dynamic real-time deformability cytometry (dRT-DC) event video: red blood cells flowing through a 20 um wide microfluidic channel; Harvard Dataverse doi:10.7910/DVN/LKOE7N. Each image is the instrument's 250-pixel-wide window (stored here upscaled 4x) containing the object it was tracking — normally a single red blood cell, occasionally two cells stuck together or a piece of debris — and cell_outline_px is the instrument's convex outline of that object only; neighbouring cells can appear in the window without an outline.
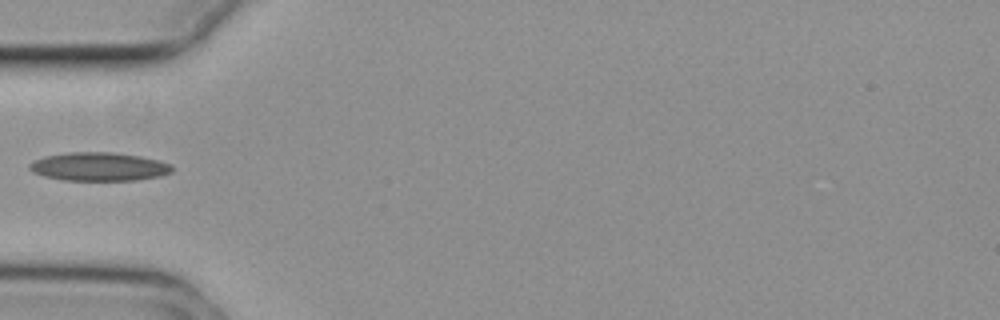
{"species": "common noctule bat (a hibernating species)", "species_latin": "Nyctalus noctula", "temperature_condition": "cold", "stored_images_in_passage": 3, "camera_frame_rate_fps": 3000, "um_per_image_px": 0.085, "animal": {"sex": "female", "body_mass_g": 29.2, "forearm_length_mm": 56.3}, "frame": {"image": 1, "passage_image": 1, "time_ms": 0.0, "image_size_px": [1000, 320], "cell_outline_px": [[172, 172], [160, 176], [136, 180], [60, 180], [44, 176], [32, 172], [28, 168], [28, 164], [32, 160], [44, 156], [68, 152], [112, 152], [140, 156], [172, 164]], "centroid_in_image_um": [8.36, 14.16], "position_along_channel_um": 76.6, "area_um2": 23.81}}